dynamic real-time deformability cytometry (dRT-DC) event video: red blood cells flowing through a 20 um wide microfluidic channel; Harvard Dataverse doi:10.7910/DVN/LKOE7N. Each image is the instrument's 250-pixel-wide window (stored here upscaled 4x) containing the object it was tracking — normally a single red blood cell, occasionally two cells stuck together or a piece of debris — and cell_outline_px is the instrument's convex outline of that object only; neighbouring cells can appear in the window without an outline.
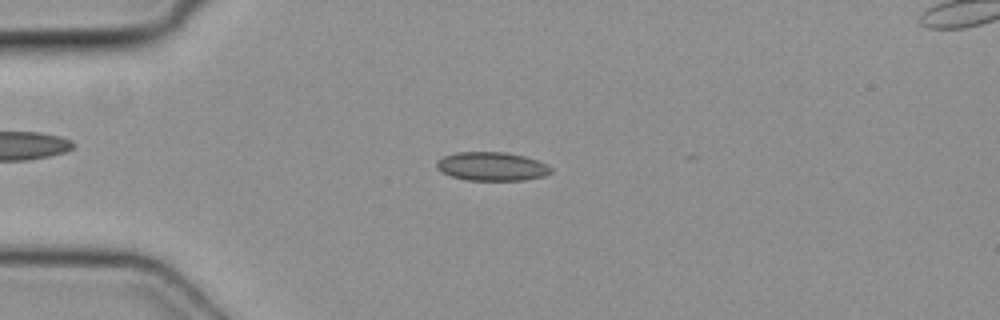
{"species": "common noctule bat (a hibernating species)", "species_latin": "Nyctalus noctula", "temperature_condition": "cold", "stored_images_in_passage": 43, "camera_frame_rate_fps": 3000, "um_per_image_px": 0.085, "animal": {"sex": "female", "body_mass_g": 19.3, "forearm_length_mm": 54.1}, "frame": {"image": 1, "passage_image": 12, "time_ms": 3.667, "image_size_px": [1000, 320], "cell_outline_px": [[552, 172], [544, 176], [524, 180], [468, 180], [452, 176], [440, 172], [436, 168], [436, 164], [444, 156], [456, 152], [504, 152], [524, 156], [548, 164], [552, 168]], "centroid_in_image_um": [41.82, 14.15], "position_along_channel_um": 43.2, "area_um2": 19.07}}
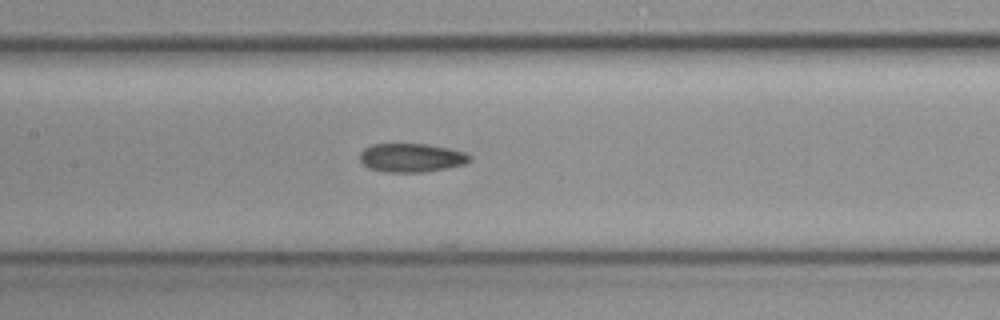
{"frame": {"image": 2, "passage_image": 23, "time_ms": 7.333, "image_size_px": [1000, 320], "cell_outline_px": [[472, 160], [464, 164], [424, 172], [384, 172], [368, 168], [360, 160], [360, 152], [364, 148], [372, 144], [424, 144], [448, 148], [464, 152], [472, 156]], "centroid_in_image_um": [34.95, 13.41], "position_along_channel_um": 172.4, "area_um2": 18.32}}
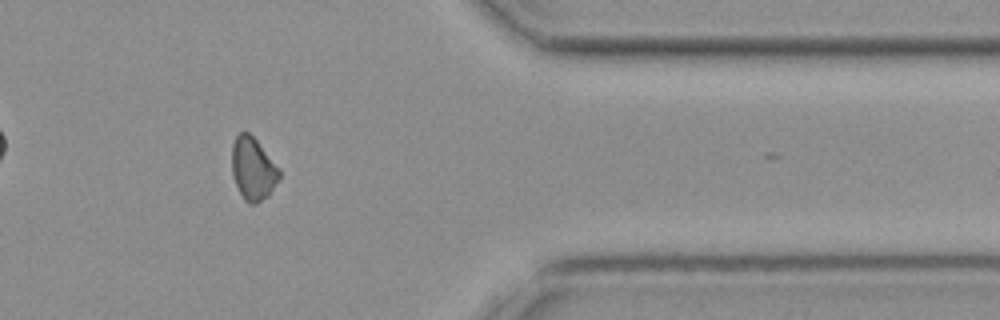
{"frame": {"image": 3, "passage_image": 40, "time_ms": 13.0, "image_size_px": [1000, 320], "cell_outline_px": [[280, 176], [268, 196], [256, 204], [248, 204], [244, 200], [232, 176], [232, 144], [236, 136], [240, 132], [248, 132], [256, 140], [280, 168]], "centroid_in_image_um": [21.5, 14.36], "position_along_channel_um": 389.9, "area_um2": 17.28}}